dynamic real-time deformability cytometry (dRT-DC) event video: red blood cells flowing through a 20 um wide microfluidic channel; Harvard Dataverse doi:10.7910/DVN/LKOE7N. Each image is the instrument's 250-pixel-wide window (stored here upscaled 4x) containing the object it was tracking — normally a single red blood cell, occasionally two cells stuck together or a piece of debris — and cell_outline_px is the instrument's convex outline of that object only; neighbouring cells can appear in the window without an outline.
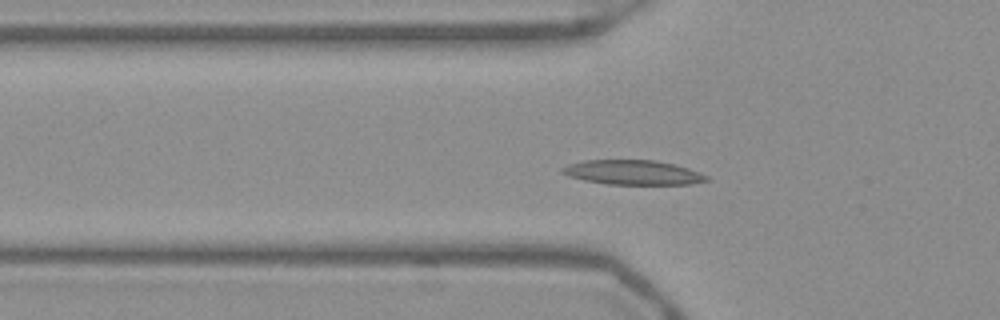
{"species": "Egyptian fruit bat (a non-hibernating species)", "species_latin": "Rousettus aegyptiacus", "temperature_condition": "warm", "stored_images_in_passage": 51, "segment_of_instrument_passage": [1, 2], "camera_frame_rate_fps": 3000, "um_per_image_px": 0.085, "frame": {"image": 1, "passage_image": 15, "time_ms": 4.667, "image_size_px": [1000, 320], "cell_outline_px": [[708, 180], [688, 184], [608, 184], [584, 180], [568, 176], [560, 172], [560, 168], [568, 164], [584, 160], [652, 160], [676, 164], [700, 172], [708, 176]], "centroid_in_image_um": [53.76, 14.65], "position_along_channel_um": 72.0, "area_um2": 20.63}}
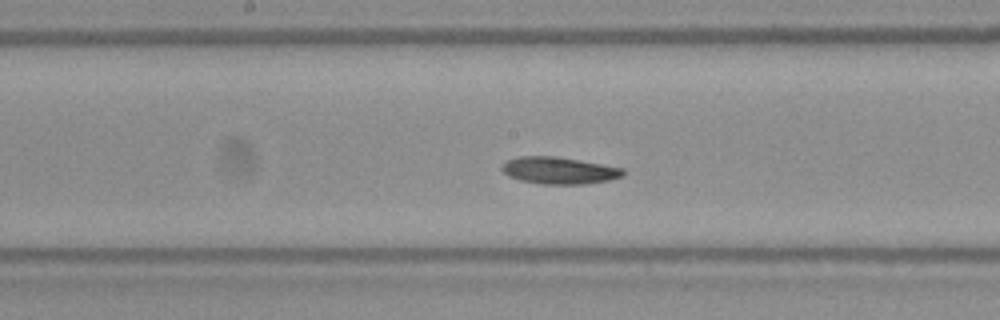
{"frame": {"image": 2, "passage_image": 25, "time_ms": 8.0, "image_size_px": [1000, 320], "cell_outline_px": [[624, 176], [608, 180], [584, 184], [540, 184], [520, 180], [508, 176], [500, 168], [508, 160], [520, 156], [556, 156], [580, 160], [624, 168]], "centroid_in_image_um": [47.53, 14.49], "position_along_channel_um": 200.7, "area_um2": 19.02}}
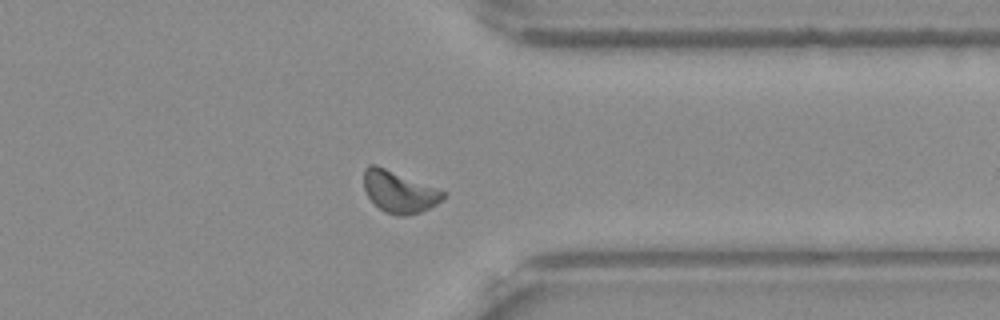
{"frame": {"image": 3, "passage_image": 39, "time_ms": 12.667, "image_size_px": [1000, 320], "cell_outline_px": [[448, 196], [436, 204], [420, 212], [408, 216], [396, 216], [384, 212], [368, 196], [364, 188], [364, 168], [368, 164], [376, 164], [448, 192]], "centroid_in_image_um": [33.95, 16.3], "position_along_channel_um": 377.4, "area_um2": 19.48}}